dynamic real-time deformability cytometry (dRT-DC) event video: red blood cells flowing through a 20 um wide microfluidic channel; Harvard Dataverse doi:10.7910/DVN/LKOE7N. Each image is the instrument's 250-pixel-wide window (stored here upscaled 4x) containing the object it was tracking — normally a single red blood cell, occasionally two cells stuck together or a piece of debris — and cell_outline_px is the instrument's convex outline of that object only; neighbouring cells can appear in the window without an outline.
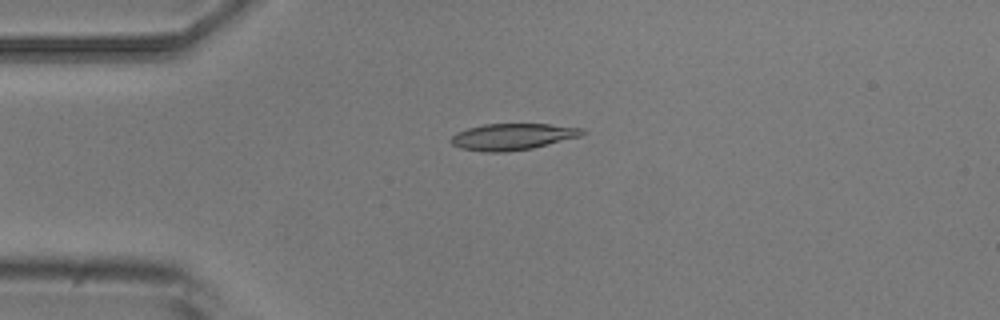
{"species": "common noctule bat (a hibernating species)", "species_latin": "Nyctalus noctula", "temperature_condition": "room temperature", "stored_images_in_passage": 3, "camera_frame_rate_fps": 3000, "um_per_image_px": 0.085, "animal": {"sex": "male", "body_mass_g": 20.5, "forearm_length_mm": 52.5}, "frame": {"image": 1, "passage_image": 2, "time_ms": 2.333, "image_size_px": [1000, 320], "cell_outline_px": [[588, 132], [580, 136], [532, 148], [504, 152], [480, 152], [460, 148], [452, 144], [448, 140], [456, 132], [468, 128], [484, 124], [548, 124], [584, 128]], "centroid_in_image_um": [43.54, 11.62], "position_along_channel_um": 41.5, "area_um2": 20.35}}